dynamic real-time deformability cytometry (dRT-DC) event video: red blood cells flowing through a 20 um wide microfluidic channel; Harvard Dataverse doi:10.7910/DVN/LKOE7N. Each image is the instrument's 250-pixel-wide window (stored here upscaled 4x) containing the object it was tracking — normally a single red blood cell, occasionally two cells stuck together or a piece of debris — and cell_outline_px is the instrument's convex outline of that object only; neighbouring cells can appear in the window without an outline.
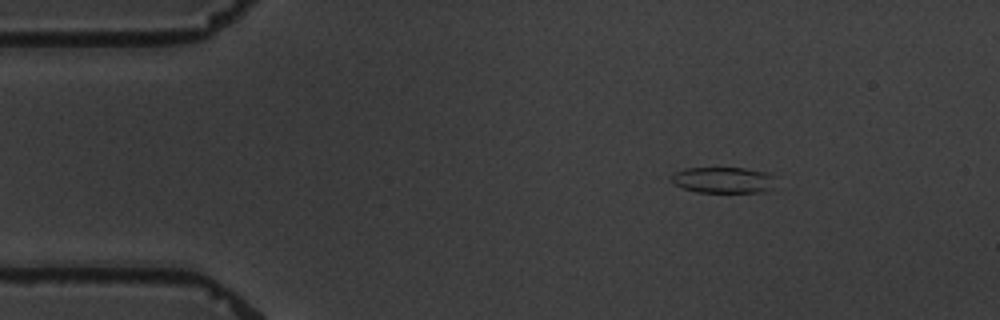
{"species": "common noctule bat (a hibernating species)", "species_latin": "Nyctalus noctula", "temperature_condition": "warm", "stored_images_in_passage": 4, "camera_frame_rate_fps": 3000, "um_per_image_px": 0.085, "animal": {"sex": "male", "body_mass_g": 19.5, "forearm_length_mm": 54.6}, "frame": {"image": 1, "passage_image": 1, "time_ms": 0.0, "image_size_px": [1000, 320], "cell_outline_px": [[772, 188], [764, 192], [696, 192], [684, 188], [676, 184], [668, 176], [684, 168], [744, 168], [768, 172], [772, 176]], "centroid_in_image_um": [61.45, 15.3], "position_along_channel_um": 23.5, "area_um2": 15.72}}
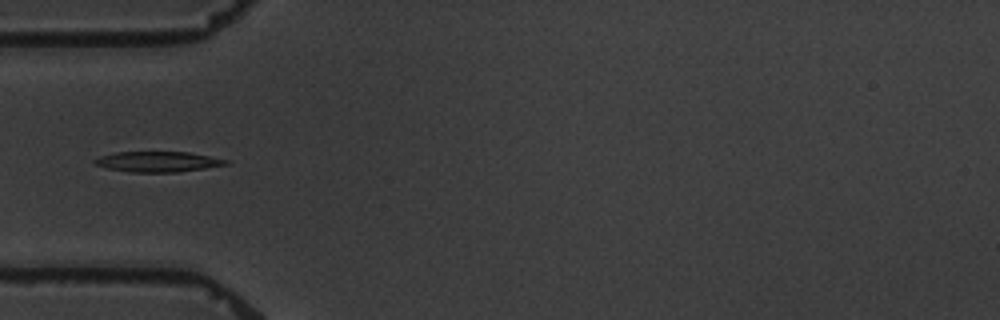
{"frame": {"image": 2, "passage_image": 3, "time_ms": 3.333, "image_size_px": [1000, 320], "cell_outline_px": [[228, 164], [204, 168], [176, 172], [132, 172], [108, 168], [96, 164], [92, 160], [100, 156], [116, 152], [188, 152], [228, 160]], "centroid_in_image_um": [13.39, 13.74], "position_along_channel_um": 71.6, "area_um2": 15.32}}
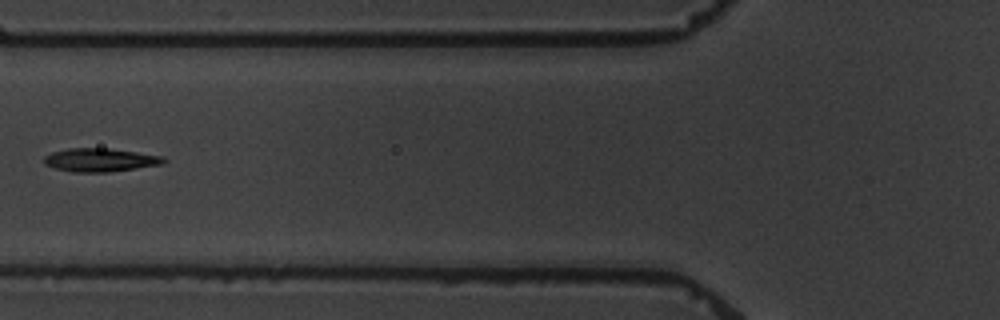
{"frame": {"image": 3, "passage_image": 4, "time_ms": 4.667, "image_size_px": [1000, 320], "cell_outline_px": [[168, 160], [164, 164], [108, 172], [72, 172], [56, 168], [44, 164], [44, 156], [52, 152], [68, 148], [108, 148], [164, 156]], "centroid_in_image_um": [8.54, 13.59], "position_along_channel_um": 117.3, "area_um2": 16.36}}